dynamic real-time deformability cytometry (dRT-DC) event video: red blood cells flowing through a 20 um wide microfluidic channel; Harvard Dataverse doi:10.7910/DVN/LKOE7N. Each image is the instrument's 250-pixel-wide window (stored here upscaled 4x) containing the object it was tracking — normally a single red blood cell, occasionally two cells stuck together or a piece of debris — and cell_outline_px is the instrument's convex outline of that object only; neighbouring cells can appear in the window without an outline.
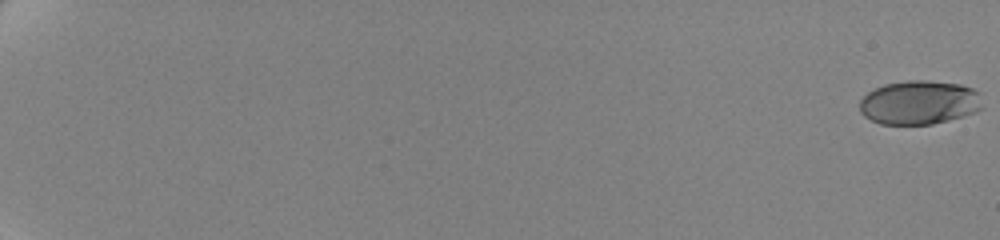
{"species": "human", "species_latin": "Homo sapiens", "temperature_condition": "cold", "stored_images_in_passage": 63, "camera_frame_rate_fps": 3000, "um_per_image_px": 0.085, "donor": {"sex": "female"}, "frame": {"image": 1, "passage_image": 1, "time_ms": 0.0, "image_size_px": [1000, 240], "cell_outline_px": [[984, 108], [976, 112], [964, 116], [932, 124], [880, 124], [864, 116], [860, 112], [860, 100], [868, 92], [884, 84], [908, 80], [924, 80], [960, 84], [972, 88], [976, 92]], "centroid_in_image_um": [78.13, 8.71], "position_along_channel_um": 6.9, "area_um2": 31.39}}
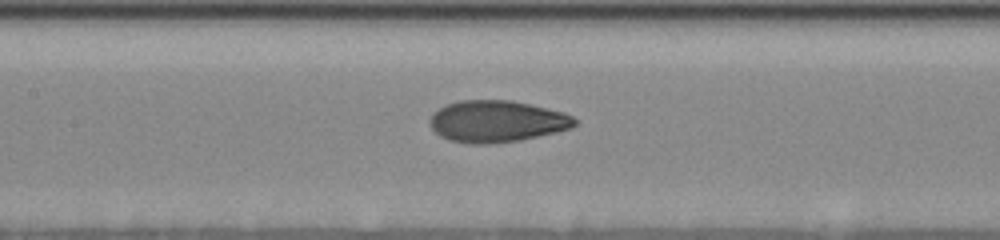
{"frame": {"image": 2, "passage_image": 35, "time_ms": 11.333, "image_size_px": [1000, 240], "cell_outline_px": [[576, 124], [572, 128], [556, 132], [520, 140], [492, 144], [472, 144], [448, 140], [440, 136], [428, 124], [428, 120], [432, 112], [448, 104], [460, 100], [512, 100], [564, 112], [572, 116], [576, 120]], "centroid_in_image_um": [42.2, 10.32], "position_along_channel_um": 165.2, "area_um2": 35.37}}
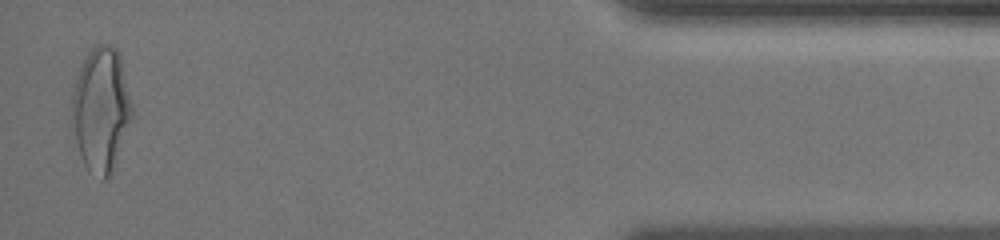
{"frame": {"image": 3, "passage_image": 62, "time_ms": 20.333, "image_size_px": [1000, 240], "cell_outline_px": [[132, 120], [108, 176], [104, 180], [100, 180], [88, 172], [80, 156], [72, 124], [72, 96], [76, 80], [80, 68], [88, 52], [92, 48], [100, 44], [108, 44], [116, 48], [120, 52], [132, 104]], "centroid_in_image_um": [8.59, 9.29], "position_along_channel_um": 426.6, "area_um2": 43.18}, "authors_computed_cell_mechanics": {"area_um2": 34.0442, "velocity_mm_per_s": 3.5079, "shape_relaxation_time_tau1_ms": 3.971, "shape_relaxation_time_tau2_ms": 1.1457, "deformation_change_tau1": 0.1642, "deformation_change_tau2": 0.0636}}